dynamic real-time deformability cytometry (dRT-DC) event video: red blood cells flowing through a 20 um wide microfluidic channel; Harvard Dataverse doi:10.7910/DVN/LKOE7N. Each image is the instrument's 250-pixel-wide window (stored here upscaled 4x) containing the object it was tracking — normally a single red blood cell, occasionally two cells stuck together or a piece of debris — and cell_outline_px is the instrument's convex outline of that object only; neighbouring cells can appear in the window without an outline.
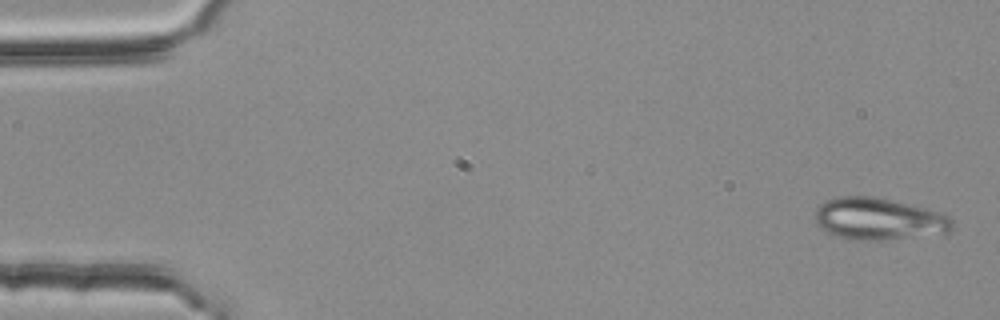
{"species": "common noctule bat (a hibernating species)", "species_latin": "Nyctalus noctula", "temperature_condition": "room temperature", "stored_images_in_passage": 5, "segment_of_instrument_passage": [2, 2], "camera_frame_rate_fps": 3000, "um_per_image_px": 0.085, "animal": {"sex": "female", "body_mass_g": 25.1}, "frame": {"image": 1, "passage_image": 5, "time_ms": 1.333, "image_size_px": [1000, 320], "cell_outline_px": [[952, 228], [948, 232], [884, 240], [848, 240], [828, 232], [816, 224], [816, 208], [824, 200], [840, 196], [872, 196], [924, 208], [948, 216], [952, 220]], "centroid_in_image_um": [74.62, 18.61], "position_along_channel_um": 10.4, "area_um2": 33.12}}